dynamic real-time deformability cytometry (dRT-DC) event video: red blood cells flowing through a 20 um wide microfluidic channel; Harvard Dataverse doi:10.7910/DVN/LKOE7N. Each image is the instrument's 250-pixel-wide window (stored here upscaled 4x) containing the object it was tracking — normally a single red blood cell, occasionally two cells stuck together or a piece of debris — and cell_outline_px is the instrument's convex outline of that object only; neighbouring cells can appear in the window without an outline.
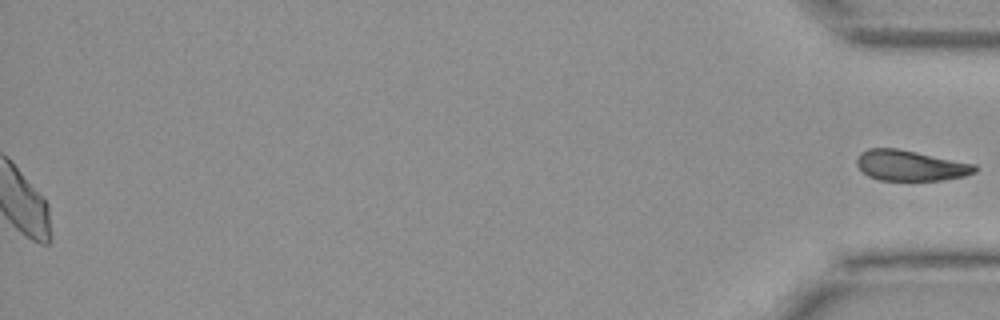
{"species": "Egyptian fruit bat (a non-hibernating species)", "species_latin": "Rousettus aegyptiacus", "temperature_condition": "cold", "stored_images_in_passage": 38, "segment_of_instrument_passage": [2, 2], "camera_frame_rate_fps": 3000, "um_per_image_px": 0.085, "animal": {"sex": "female"}, "frame": {"image": 1, "passage_image": 38, "time_ms": 12.333, "image_size_px": [1000, 320], "cell_outline_px": [[980, 168], [976, 172], [968, 176], [940, 180], [880, 180], [868, 176], [856, 164], [856, 160], [860, 152], [868, 148], [896, 148], [976, 164]], "centroid_in_image_um": [77.42, 14.07], "position_along_channel_um": 357.8, "area_um2": 21.1}}